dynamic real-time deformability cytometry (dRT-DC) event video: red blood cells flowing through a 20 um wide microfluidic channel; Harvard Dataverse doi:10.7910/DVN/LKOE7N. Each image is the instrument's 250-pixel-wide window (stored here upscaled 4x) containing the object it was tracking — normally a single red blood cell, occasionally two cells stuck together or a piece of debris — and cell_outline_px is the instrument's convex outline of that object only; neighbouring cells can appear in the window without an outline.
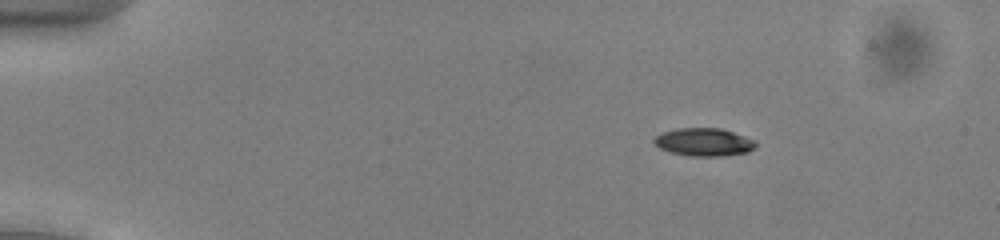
{"species": "common noctule bat (a hibernating species)", "species_latin": "Nyctalus noctula", "temperature_condition": "cold", "stored_images_in_passage": 50, "camera_frame_rate_fps": 3000, "um_per_image_px": 0.085, "animal": {"sex": "male", "body_mass_g": 13.0, "forearm_length_mm": 53.1}, "frame": {"image": 1, "passage_image": 5, "time_ms": 1.333, "image_size_px": [1000, 240], "cell_outline_px": [[756, 148], [748, 152], [724, 156], [688, 156], [668, 152], [660, 148], [652, 140], [656, 136], [664, 132], [676, 128], [720, 128], [756, 140]], "centroid_in_image_um": [59.84, 12.09], "position_along_channel_um": 25.2, "area_um2": 16.65}}
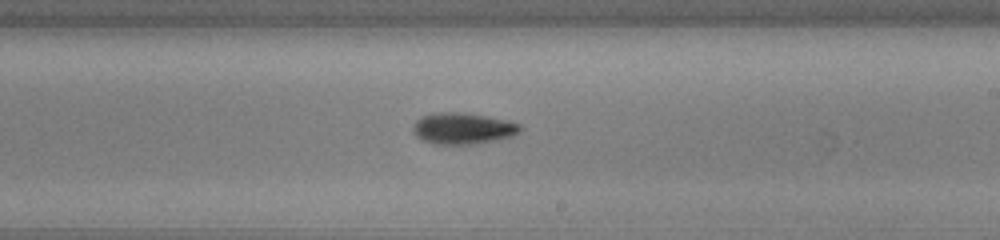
{"frame": {"image": 2, "passage_image": 29, "time_ms": 9.333, "image_size_px": [1000, 240], "cell_outline_px": [[524, 128], [520, 132], [512, 136], [496, 140], [476, 144], [436, 144], [424, 140], [416, 136], [412, 132], [412, 128], [416, 120], [424, 116], [440, 112], [456, 112], [484, 116], [508, 120], [520, 124]], "centroid_in_image_um": [39.37, 10.93], "position_along_channel_um": 249.6, "area_um2": 19.48}}
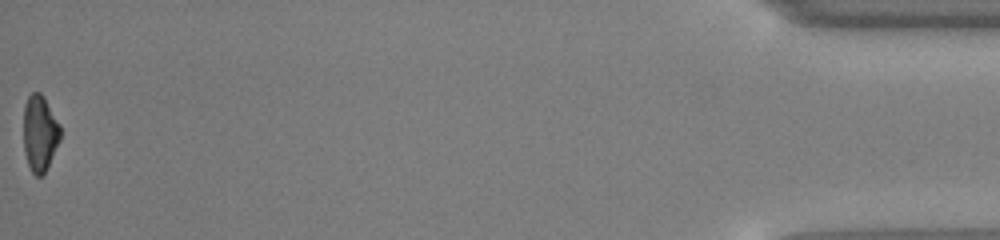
{"frame": {"image": 3, "passage_image": 50, "time_ms": 16.333, "image_size_px": [1000, 240], "cell_outline_px": [[60, 140], [44, 172], [40, 176], [36, 176], [32, 172], [28, 164], [24, 152], [24, 104], [28, 96], [32, 92], [40, 92], [44, 96], [60, 124]], "centroid_in_image_um": [3.38, 11.28], "position_along_channel_um": 431.8, "area_um2": 16.24}, "authors_computed_cell_mechanics": {"area_um2": 17.629, "velocity_mm_per_s": 3.9244, "shape_relaxation_time_tau1_ms": 3.2588, "shape_relaxation_time_tau2_ms": null, "deformation_change_tau1": 0.1368, "deformation_change_tau2": null}}